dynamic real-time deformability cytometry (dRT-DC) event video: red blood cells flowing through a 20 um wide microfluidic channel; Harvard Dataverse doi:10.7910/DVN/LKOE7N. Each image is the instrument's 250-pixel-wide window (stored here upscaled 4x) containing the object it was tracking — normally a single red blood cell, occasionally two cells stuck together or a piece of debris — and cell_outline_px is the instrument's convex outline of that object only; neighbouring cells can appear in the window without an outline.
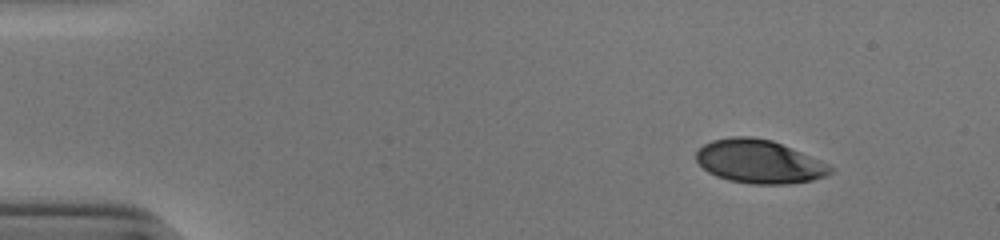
{"species": "human", "species_latin": "Homo sapiens", "temperature_condition": "cold", "stored_images_in_passage": 47, "camera_frame_rate_fps": 3000, "um_per_image_px": 0.085, "donor": {"sex": "male"}, "frame": {"image": 1, "passage_image": 1, "time_ms": 0.0, "image_size_px": [1000, 240], "cell_outline_px": [[832, 172], [824, 176], [812, 180], [788, 184], [752, 184], [728, 180], [716, 176], [708, 172], [696, 160], [696, 152], [704, 144], [712, 140], [732, 136], [752, 136], [772, 140], [820, 160], [828, 164], [832, 168]], "centroid_in_image_um": [64.51, 13.73], "position_along_channel_um": 20.5, "area_um2": 33.87}}
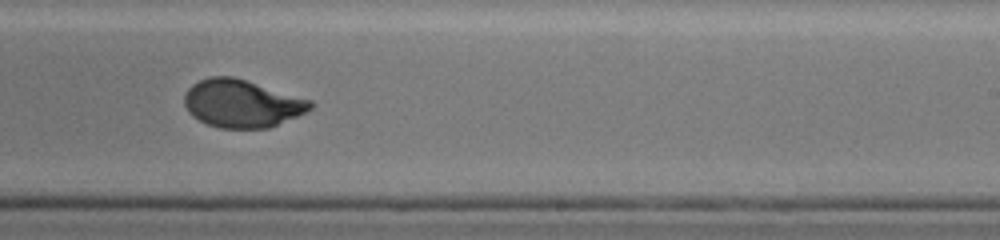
{"frame": {"image": 2, "passage_image": 28, "time_ms": 9.0, "image_size_px": [1000, 240], "cell_outline_px": [[316, 104], [308, 112], [268, 128], [220, 128], [208, 124], [192, 116], [188, 112], [184, 104], [184, 96], [188, 88], [192, 84], [208, 76], [232, 76], [312, 100]], "centroid_in_image_um": [20.57, 8.8], "position_along_channel_um": 268.4, "area_um2": 35.14}}
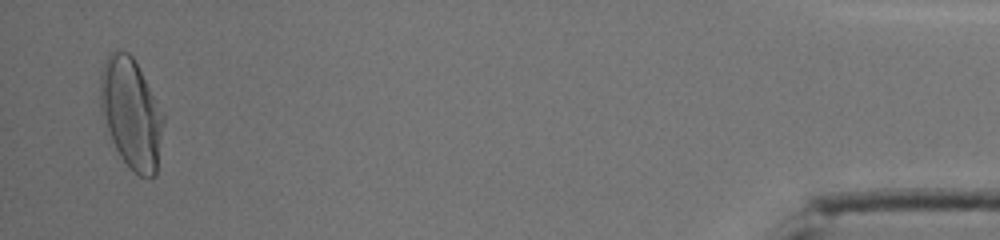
{"frame": {"image": 3, "passage_image": 46, "time_ms": 15.0, "image_size_px": [1000, 240], "cell_outline_px": [[164, 120], [156, 176], [148, 180], [140, 176], [120, 156], [112, 140], [100, 112], [100, 76], [104, 64], [108, 56], [112, 52], [120, 48], [128, 52], [132, 56], [164, 112]], "centroid_in_image_um": [11.16, 9.63], "position_along_channel_um": 424.0, "area_um2": 40.52}, "authors_computed_cell_mechanics": {"area_um2": 35.547, "velocity_mm_per_s": 3.9096, "shape_relaxation_time_tau1_ms": 3.8704, "shape_relaxation_time_tau2_ms": null, "deformation_change_tau1": 0.1915, "deformation_change_tau2": null}}